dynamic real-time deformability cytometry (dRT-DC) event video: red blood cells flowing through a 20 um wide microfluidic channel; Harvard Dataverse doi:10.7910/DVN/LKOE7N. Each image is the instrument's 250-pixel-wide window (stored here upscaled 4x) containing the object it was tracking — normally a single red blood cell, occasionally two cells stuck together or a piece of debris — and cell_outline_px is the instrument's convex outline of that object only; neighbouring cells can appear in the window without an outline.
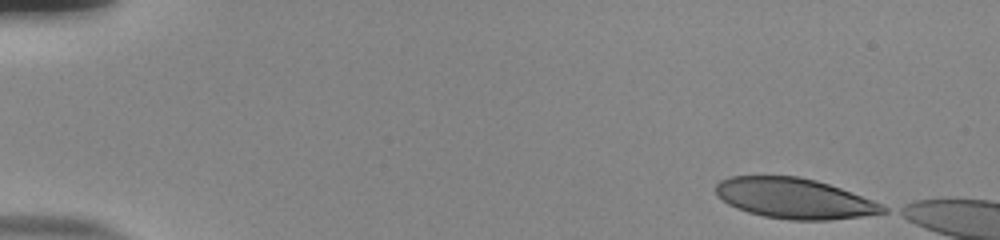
{"species": "human", "species_latin": "Homo sapiens", "temperature_condition": "room temperature", "stored_images_in_passage": 49, "camera_frame_rate_fps": 3000, "um_per_image_px": 0.085, "donor": {"sex": "male"}, "frame": {"image": 1, "passage_image": 1, "time_ms": 0.0, "image_size_px": [1000, 240], "cell_outline_px": [[888, 212], [860, 216], [828, 220], [788, 220], [764, 216], [748, 212], [736, 208], [728, 204], [716, 196], [716, 184], [720, 180], [732, 176], [796, 176], [816, 180], [840, 188], [872, 200], [888, 208]], "centroid_in_image_um": [67.48, 16.86], "position_along_channel_um": 17.5, "area_um2": 39.13}}
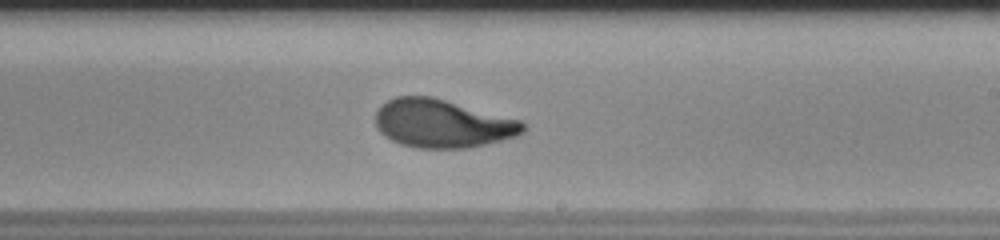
{"frame": {"image": 2, "passage_image": 30, "time_ms": 9.667, "image_size_px": [1000, 240], "cell_outline_px": [[524, 132], [516, 136], [468, 148], [416, 148], [400, 144], [384, 136], [376, 128], [376, 112], [388, 100], [396, 96], [432, 96], [520, 120], [524, 124]], "centroid_in_image_um": [37.57, 10.5], "position_along_channel_um": 251.4, "area_um2": 41.27}}
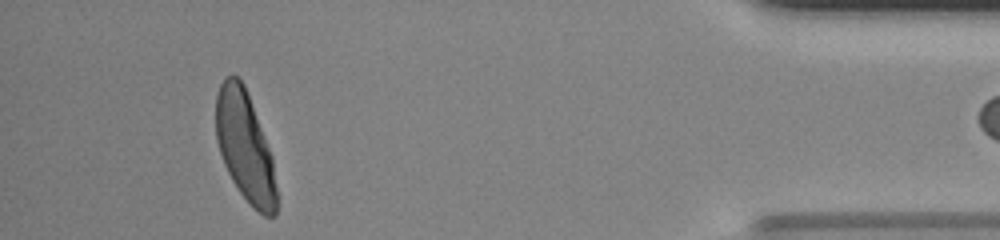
{"frame": {"image": 3, "passage_image": 47, "time_ms": 15.333, "image_size_px": [1000, 240], "cell_outline_px": [[280, 200], [276, 216], [264, 216], [252, 208], [240, 192], [232, 180], [224, 164], [216, 140], [216, 92], [224, 76], [232, 72], [244, 84], [272, 156]], "centroid_in_image_um": [20.85, 12.51], "position_along_channel_um": 414.3, "area_um2": 39.48}, "authors_computed_cell_mechanics": {"area_um2": 41.038, "velocity_mm_per_s": 3.8169, "shape_relaxation_time_tau1_ms": 4.0621, "shape_relaxation_time_tau2_ms": null, "deformation_change_tau1": 0.2067, "deformation_change_tau2": null}}